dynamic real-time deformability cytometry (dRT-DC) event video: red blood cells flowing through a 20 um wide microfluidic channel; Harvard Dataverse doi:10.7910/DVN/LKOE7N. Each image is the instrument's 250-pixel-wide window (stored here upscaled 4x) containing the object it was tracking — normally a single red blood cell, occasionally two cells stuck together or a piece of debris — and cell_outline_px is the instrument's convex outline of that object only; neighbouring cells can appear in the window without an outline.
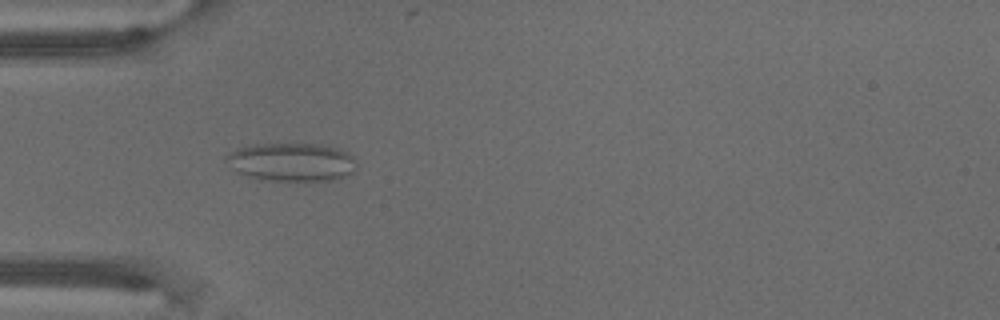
{"species": "common noctule bat (a hibernating species)", "species_latin": "Nyctalus noctula", "temperature_condition": "warm", "stored_images_in_passage": 72, "camera_frame_rate_fps": 3000, "um_per_image_px": 0.085, "animal": {"sex": "male", "body_mass_g": 18.8}, "frame": {"image": 1, "passage_image": 23, "time_ms": 7.333, "image_size_px": [1000, 320], "cell_outline_px": [[356, 168], [352, 172], [336, 180], [308, 184], [260, 180], [236, 172], [224, 160], [224, 156], [240, 148], [256, 144], [320, 144], [336, 148], [348, 152], [352, 156], [356, 164]], "centroid_in_image_um": [24.8, 13.84], "position_along_channel_um": 60.2, "area_um2": 30.11}}
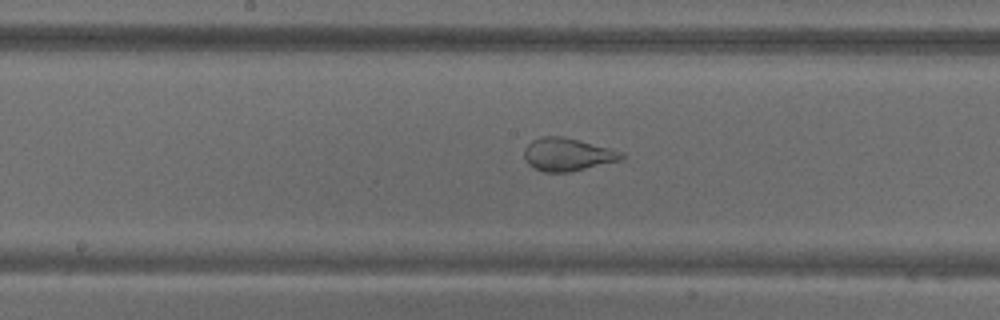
{"frame": {"image": 2, "passage_image": 38, "time_ms": 12.333, "image_size_px": [1000, 320], "cell_outline_px": [[624, 156], [620, 160], [568, 172], [544, 172], [532, 168], [528, 164], [524, 156], [524, 148], [532, 140], [544, 136], [564, 136], [612, 148], [624, 152]], "centroid_in_image_um": [48.23, 13.12], "position_along_channel_um": 200.0, "area_um2": 18.73}}
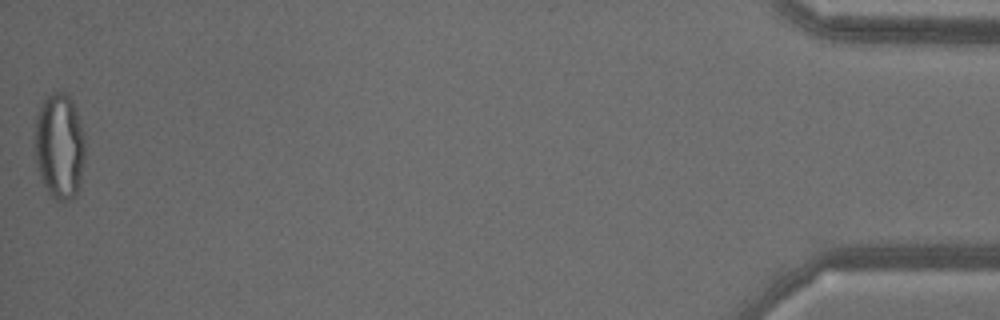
{"frame": {"image": 3, "passage_image": 72, "time_ms": 23.667, "image_size_px": [1000, 320], "cell_outline_px": [[84, 160], [80, 180], [76, 192], [68, 200], [56, 200], [48, 192], [40, 176], [36, 160], [36, 116], [44, 100], [52, 92], [68, 92], [72, 100], [80, 120], [84, 136]], "centroid_in_image_um": [5.07, 12.38], "position_along_channel_um": 430.1, "area_um2": 30.52}}